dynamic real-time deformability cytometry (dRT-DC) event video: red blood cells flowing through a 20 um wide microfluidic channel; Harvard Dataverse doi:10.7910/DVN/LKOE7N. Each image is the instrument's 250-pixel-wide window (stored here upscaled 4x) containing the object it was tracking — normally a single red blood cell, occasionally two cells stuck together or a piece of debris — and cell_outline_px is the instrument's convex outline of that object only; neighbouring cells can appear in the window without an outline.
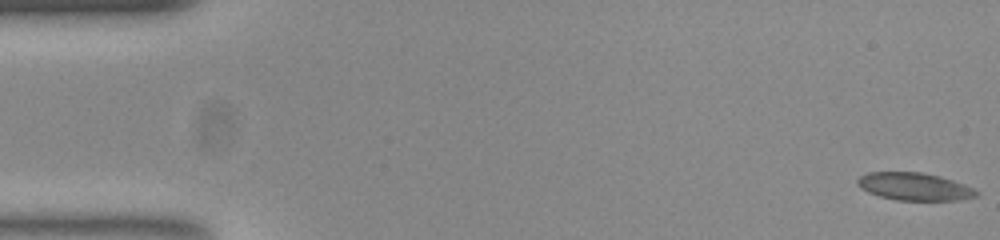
{"species": "common noctule bat (a hibernating species)", "species_latin": "Nyctalus noctula", "temperature_condition": "room temperature", "stored_images_in_passage": 53, "camera_frame_rate_fps": 3000, "um_per_image_px": 0.085, "animal": {"sex": "female", "body_mass_g": 23.0, "forearm_length_mm": 53.4}, "frame": {"image": 1, "passage_image": 1, "time_ms": 0.0, "image_size_px": [1000, 240], "cell_outline_px": [[980, 192], [976, 196], [960, 200], [896, 200], [880, 196], [868, 192], [860, 188], [856, 184], [856, 180], [860, 176], [868, 172], [920, 172], [940, 176], [964, 184]], "centroid_in_image_um": [77.7, 15.85], "position_along_channel_um": 7.3, "area_um2": 19.13}}
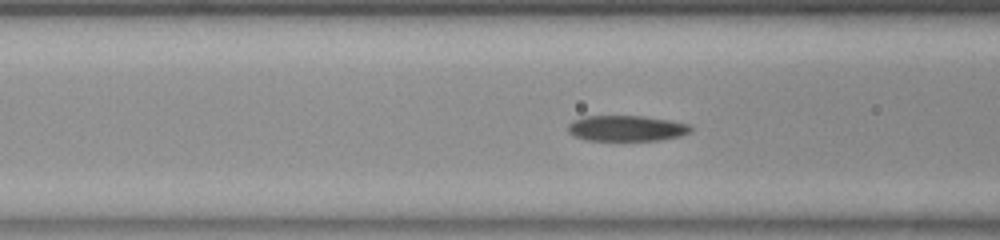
{"frame": {"image": 2, "passage_image": 20, "time_ms": 6.333, "image_size_px": [1000, 240], "cell_outline_px": [[692, 128], [688, 132], [680, 136], [656, 140], [588, 140], [576, 136], [568, 132], [568, 124], [572, 120], [584, 116], [644, 116], [668, 120], [688, 124]], "centroid_in_image_um": [53.21, 10.89], "position_along_channel_um": 113.4, "area_um2": 18.15}}
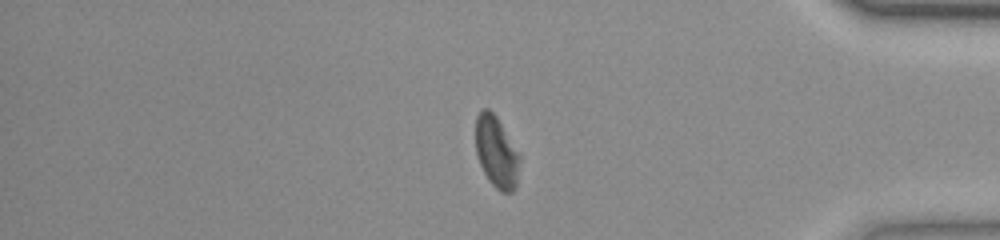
{"frame": {"image": 3, "passage_image": 44, "time_ms": 14.333, "image_size_px": [1000, 240], "cell_outline_px": [[520, 156], [516, 184], [512, 192], [504, 192], [496, 188], [492, 184], [484, 172], [480, 164], [476, 152], [476, 116], [484, 108], [488, 108], [496, 116]], "centroid_in_image_um": [42.18, 12.92], "position_along_channel_um": 393.0, "area_um2": 17.86}}